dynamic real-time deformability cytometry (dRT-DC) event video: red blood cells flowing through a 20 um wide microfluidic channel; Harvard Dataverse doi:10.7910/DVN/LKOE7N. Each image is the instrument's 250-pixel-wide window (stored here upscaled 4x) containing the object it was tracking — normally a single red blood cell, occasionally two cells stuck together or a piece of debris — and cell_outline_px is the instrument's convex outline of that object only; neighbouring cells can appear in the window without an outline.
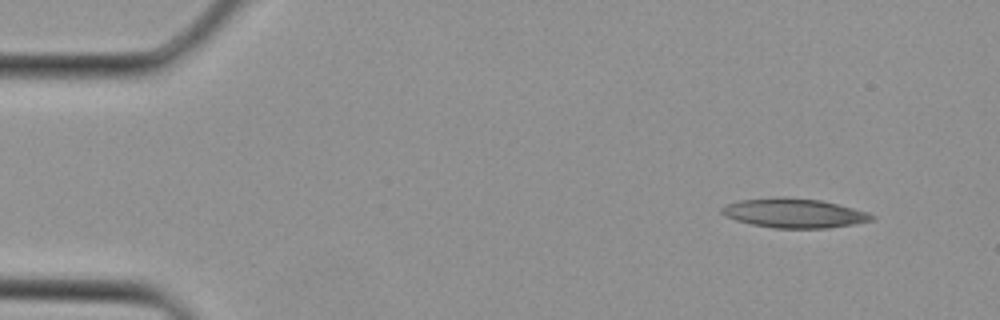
{"species": "Egyptian fruit bat (a non-hibernating species)", "species_latin": "Rousettus aegyptiacus", "temperature_condition": "cold", "stored_images_in_passage": 3, "camera_frame_rate_fps": 3000, "um_per_image_px": 0.085, "animal": {"sex": "female"}, "frame": {"image": 1, "passage_image": 3, "time_ms": 0.667, "image_size_px": [1000, 320], "cell_outline_px": [[876, 220], [828, 228], [772, 228], [752, 224], [736, 220], [724, 216], [720, 212], [720, 208], [728, 204], [740, 200], [776, 196], [784, 196], [820, 200], [852, 208], [876, 216]], "centroid_in_image_um": [67.46, 18.11], "position_along_channel_um": 17.5, "area_um2": 25.66}}